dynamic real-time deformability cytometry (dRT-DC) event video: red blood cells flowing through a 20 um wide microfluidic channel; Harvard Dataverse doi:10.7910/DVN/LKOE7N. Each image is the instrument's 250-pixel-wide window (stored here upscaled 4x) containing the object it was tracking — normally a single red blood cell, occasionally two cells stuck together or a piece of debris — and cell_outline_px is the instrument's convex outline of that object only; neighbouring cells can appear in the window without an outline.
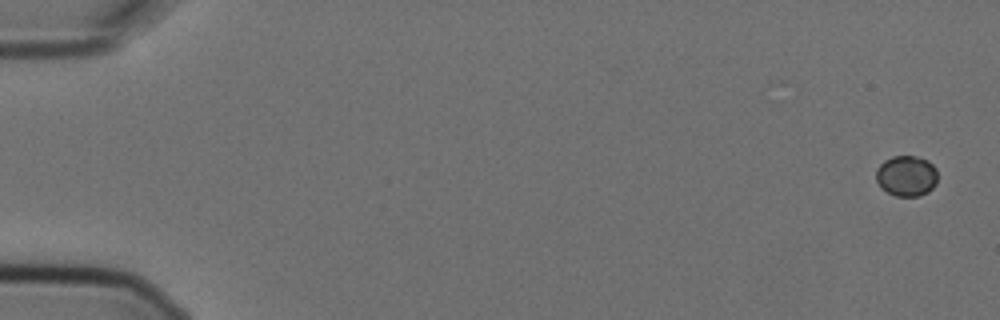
{"species": "Egyptian fruit bat (a non-hibernating species)", "species_latin": "Rousettus aegyptiacus", "temperature_condition": "cold", "stored_images_in_passage": 3, "camera_frame_rate_fps": 3000, "um_per_image_px": 0.085, "animal": {"sex": "female"}, "frame": {"image": 1, "passage_image": 1, "time_ms": 0.0, "image_size_px": [1000, 320], "cell_outline_px": [[936, 184], [928, 192], [920, 196], [896, 196], [880, 188], [876, 180], [876, 168], [884, 160], [892, 156], [916, 156], [928, 160], [936, 168]], "centroid_in_image_um": [77.03, 14.95], "position_along_channel_um": 8.0, "area_um2": 14.74}}